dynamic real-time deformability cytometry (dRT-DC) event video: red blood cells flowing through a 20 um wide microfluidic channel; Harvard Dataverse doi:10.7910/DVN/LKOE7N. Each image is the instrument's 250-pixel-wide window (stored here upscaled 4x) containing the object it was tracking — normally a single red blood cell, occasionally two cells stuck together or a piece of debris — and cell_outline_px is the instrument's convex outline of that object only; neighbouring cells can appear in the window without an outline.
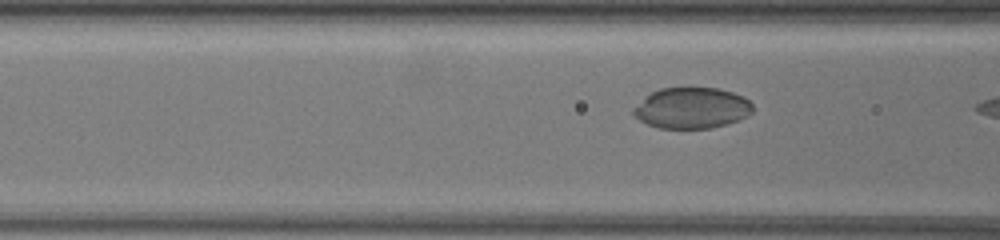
{"species": "common noctule bat (a hibernating species)", "species_latin": "Nyctalus noctula", "temperature_condition": "warm", "stored_images_in_passage": 23, "camera_frame_rate_fps": 3000, "um_per_image_px": 0.085, "animal": {"sex": "female", "body_mass_g": 19.5, "forearm_length_mm": 54.1}, "frame": {"image": 1, "passage_image": 20, "time_ms": 6.333, "image_size_px": [1000, 240], "cell_outline_px": [[752, 112], [728, 124], [712, 128], [660, 128], [648, 124], [640, 120], [632, 112], [632, 108], [652, 92], [660, 88], [716, 88], [732, 92], [744, 96], [752, 104]], "centroid_in_image_um": [58.8, 9.18], "position_along_channel_um": 107.8, "area_um2": 28.21}}